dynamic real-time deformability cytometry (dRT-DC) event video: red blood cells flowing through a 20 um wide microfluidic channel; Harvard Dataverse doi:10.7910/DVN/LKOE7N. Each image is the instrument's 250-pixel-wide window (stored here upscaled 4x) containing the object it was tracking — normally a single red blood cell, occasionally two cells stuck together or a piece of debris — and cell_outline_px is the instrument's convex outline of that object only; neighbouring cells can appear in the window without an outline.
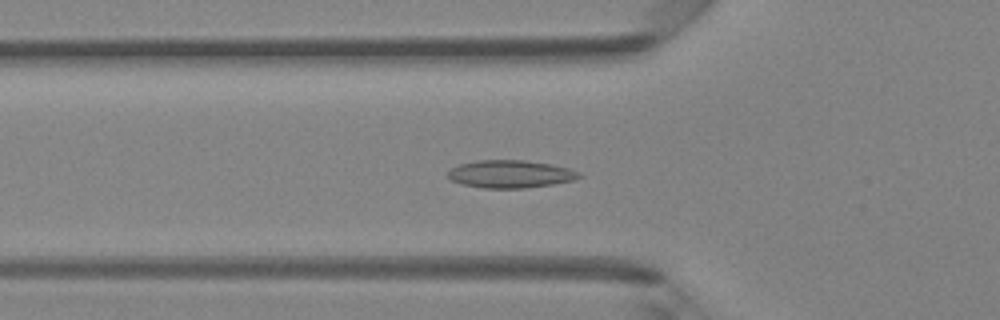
{"species": "Egyptian fruit bat (a non-hibernating species)", "species_latin": "Rousettus aegyptiacus", "temperature_condition": "room temperature", "stored_images_in_passage": 45, "camera_frame_rate_fps": 3000, "um_per_image_px": 0.085, "animal": {"sex": "female"}, "frame": {"image": 1, "passage_image": 12, "time_ms": 3.667, "image_size_px": [1000, 320], "cell_outline_px": [[584, 176], [572, 180], [552, 184], [524, 188], [484, 188], [460, 184], [452, 180], [448, 176], [448, 172], [452, 168], [460, 164], [476, 160], [524, 160], [552, 164], [568, 168], [580, 172]], "centroid_in_image_um": [43.39, 14.79], "position_along_channel_um": 82.4, "area_um2": 21.15}}
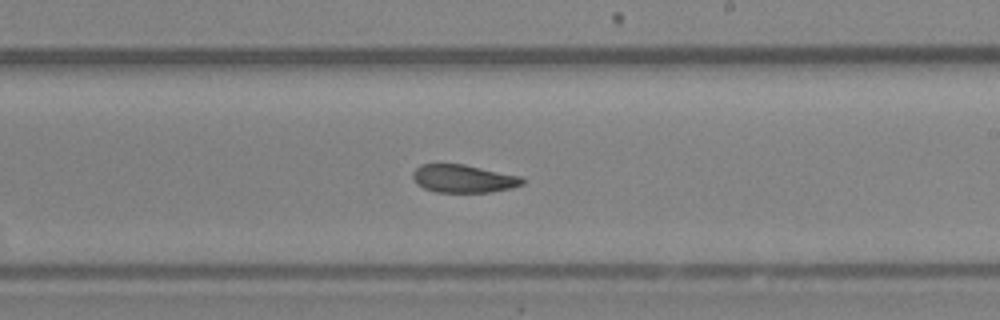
{"frame": {"image": 2, "passage_image": 24, "time_ms": 7.667, "image_size_px": [1000, 320], "cell_outline_px": [[524, 184], [512, 188], [488, 192], [436, 192], [424, 188], [416, 184], [412, 176], [412, 172], [420, 164], [464, 164], [520, 176], [524, 180]], "centroid_in_image_um": [39.37, 15.18], "position_along_channel_um": 249.6, "area_um2": 17.86}}
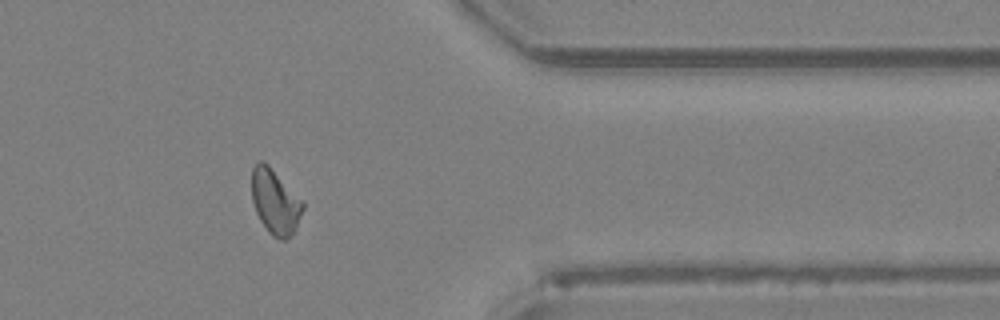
{"frame": {"image": 3, "passage_image": 35, "time_ms": 11.333, "image_size_px": [1000, 320], "cell_outline_px": [[304, 208], [296, 228], [284, 240], [280, 240], [272, 236], [268, 232], [260, 220], [256, 212], [252, 200], [252, 168], [256, 160], [260, 160], [268, 164], [304, 204]], "centroid_in_image_um": [23.35, 17.15], "position_along_channel_um": 388.0, "area_um2": 19.02}, "authors_computed_cell_mechanics": {"area_um2": 19.3052, "velocity_mm_per_s": 4.1932, "shape_relaxation_time_tau1_ms": null, "shape_relaxation_time_tau2_ms": 4.2441, "deformation_change_tau1": null, "deformation_change_tau2": 0.0705}}